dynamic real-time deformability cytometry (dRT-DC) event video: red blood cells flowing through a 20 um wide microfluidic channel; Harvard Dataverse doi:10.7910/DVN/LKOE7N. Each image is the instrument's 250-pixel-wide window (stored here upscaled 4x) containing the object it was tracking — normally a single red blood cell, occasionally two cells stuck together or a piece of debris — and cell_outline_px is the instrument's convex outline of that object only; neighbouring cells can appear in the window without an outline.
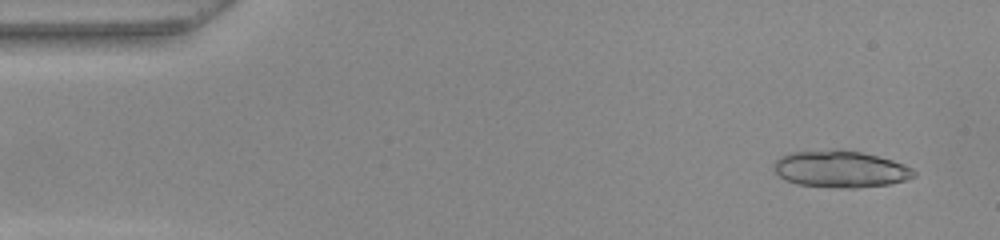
{"species": "common noctule bat (a hibernating species)", "species_latin": "Nyctalus noctula", "temperature_condition": "warm", "stored_images_in_passage": 51, "camera_frame_rate_fps": 3000, "um_per_image_px": 0.085, "animal": {"sex": "female", "body_mass_g": 22.0, "forearm_length_mm": 56.7}, "frame": {"image": 1, "passage_image": 3, "time_ms": 0.667, "image_size_px": [1000, 240], "cell_outline_px": [[916, 176], [908, 180], [888, 184], [856, 188], [848, 188], [796, 184], [784, 180], [772, 168], [772, 164], [780, 156], [792, 152], [860, 152], [892, 160], [904, 164], [912, 168], [916, 172]], "centroid_in_image_um": [71.46, 14.41], "position_along_channel_um": 13.5, "area_um2": 29.3}}
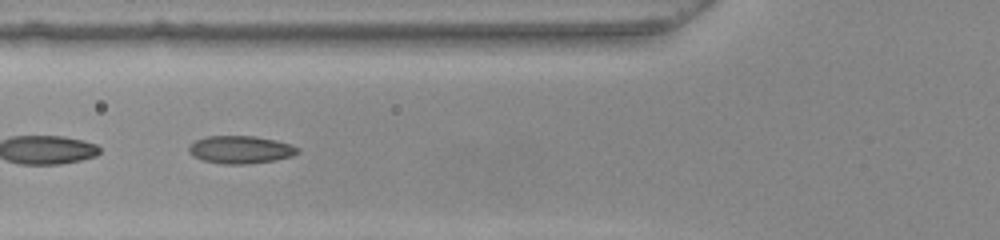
{"frame": {"image": 2, "passage_image": 19, "time_ms": 6.0, "image_size_px": [1000, 240], "cell_outline_px": [[300, 152], [292, 156], [276, 160], [244, 164], [224, 164], [204, 160], [192, 156], [188, 152], [188, 148], [196, 140], [204, 136], [252, 136], [276, 140], [300, 148]], "centroid_in_image_um": [20.44, 12.72], "position_along_channel_um": 105.4, "area_um2": 17.51}}
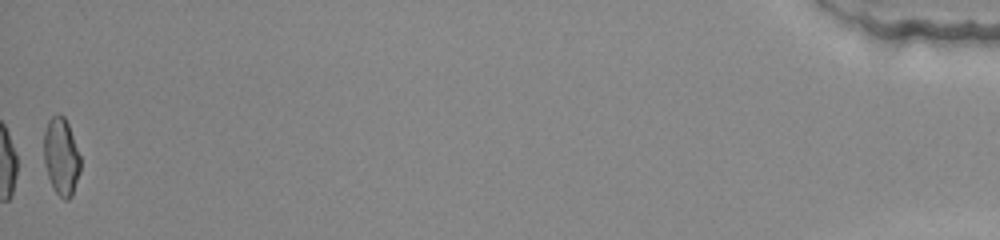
{"frame": {"image": 3, "passage_image": 51, "time_ms": 16.667, "image_size_px": [1000, 240], "cell_outline_px": [[80, 172], [72, 196], [68, 200], [64, 200], [56, 192], [48, 176], [44, 164], [44, 132], [48, 120], [52, 116], [64, 116], [68, 124], [80, 156]], "centroid_in_image_um": [5.2, 13.33], "position_along_channel_um": 430.0, "area_um2": 16.3}, "authors_computed_cell_mechanics": {"area_um2": 17.1088, "velocity_mm_per_s": 3.9876, "shape_relaxation_time_tau1_ms": null, "shape_relaxation_time_tau2_ms": 1.1729, "deformation_change_tau1": null, "deformation_change_tau2": 0.0658}}